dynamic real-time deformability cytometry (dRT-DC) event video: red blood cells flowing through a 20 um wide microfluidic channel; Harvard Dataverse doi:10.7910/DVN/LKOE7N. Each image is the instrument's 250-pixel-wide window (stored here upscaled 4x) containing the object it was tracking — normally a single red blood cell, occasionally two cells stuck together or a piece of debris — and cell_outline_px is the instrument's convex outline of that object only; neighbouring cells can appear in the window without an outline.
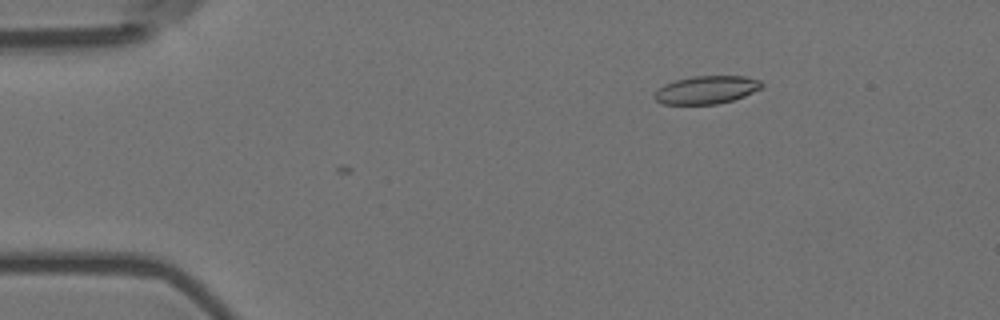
{"species": "Egyptian fruit bat (a non-hibernating species)", "species_latin": "Rousettus aegyptiacus", "temperature_condition": "room temperature", "stored_images_in_passage": 4, "camera_frame_rate_fps": 3000, "um_per_image_px": 0.085, "animal": {"sex": "female"}, "frame": {"image": 1, "passage_image": 1, "time_ms": 0.0, "image_size_px": [1000, 320], "cell_outline_px": [[764, 88], [744, 96], [732, 100], [716, 104], [664, 104], [656, 100], [652, 96], [664, 84], [676, 80], [692, 76], [748, 76], [760, 80], [764, 84]], "centroid_in_image_um": [60.1, 7.63], "position_along_channel_um": 24.9, "area_um2": 17.57}}
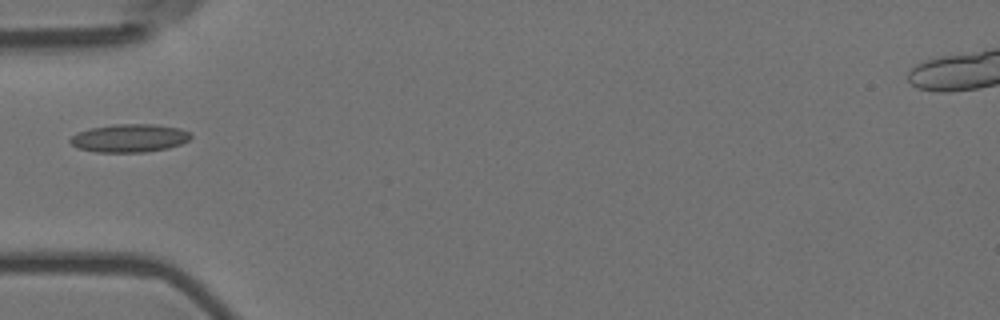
{"frame": {"image": 2, "passage_image": 4, "time_ms": 1.0, "image_size_px": [1000, 320], "cell_outline_px": [[192, 136], [188, 140], [180, 144], [168, 148], [144, 152], [96, 152], [80, 148], [72, 144], [68, 140], [76, 132], [88, 128], [116, 124], [152, 124], [180, 128], [188, 132]], "centroid_in_image_um": [10.98, 11.73], "position_along_channel_um": 74.0, "area_um2": 19.71}}